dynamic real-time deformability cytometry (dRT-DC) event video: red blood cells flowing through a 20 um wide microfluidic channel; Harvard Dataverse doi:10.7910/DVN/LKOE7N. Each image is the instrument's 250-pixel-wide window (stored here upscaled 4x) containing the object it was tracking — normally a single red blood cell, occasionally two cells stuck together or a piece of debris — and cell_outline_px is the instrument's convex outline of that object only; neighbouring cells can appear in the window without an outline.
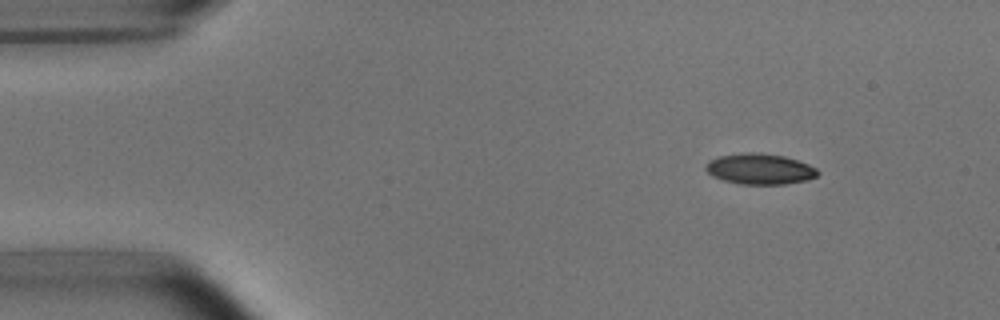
{"species": "common noctule bat (a hibernating species)", "species_latin": "Nyctalus noctula", "temperature_condition": "room temperature", "stored_images_in_passage": 6, "camera_frame_rate_fps": 3000, "um_per_image_px": 0.085, "animal": {"sex": "male", "body_mass_g": 15.6}, "frame": {"image": 1, "passage_image": 1, "time_ms": 0.0, "image_size_px": [1000, 320], "cell_outline_px": [[820, 172], [816, 176], [804, 180], [784, 184], [740, 184], [724, 180], [712, 176], [704, 168], [708, 160], [716, 156], [744, 152], [760, 152], [784, 156], [808, 164], [816, 168]], "centroid_in_image_um": [64.53, 14.34], "position_along_channel_um": 20.5, "area_um2": 20.11}}
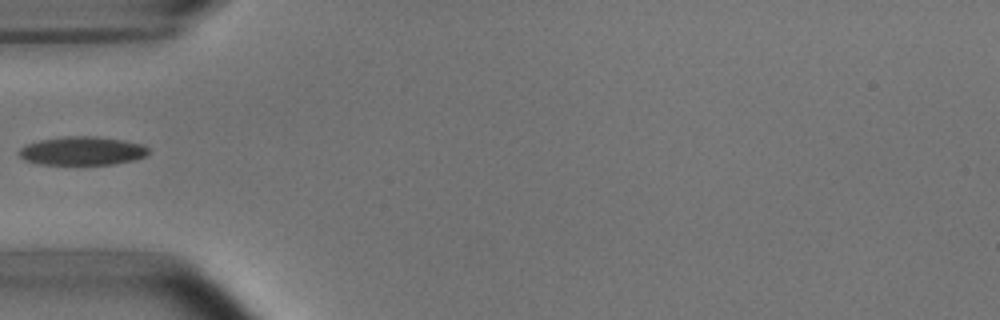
{"frame": {"image": 2, "passage_image": 4, "time_ms": 3.667, "image_size_px": [1000, 320], "cell_outline_px": [[148, 152], [144, 156], [132, 160], [112, 164], [40, 164], [24, 160], [16, 152], [20, 148], [28, 144], [40, 140], [68, 136], [96, 136], [124, 140], [140, 144], [148, 148]], "centroid_in_image_um": [6.95, 12.82], "position_along_channel_um": 78.1, "area_um2": 21.33}}
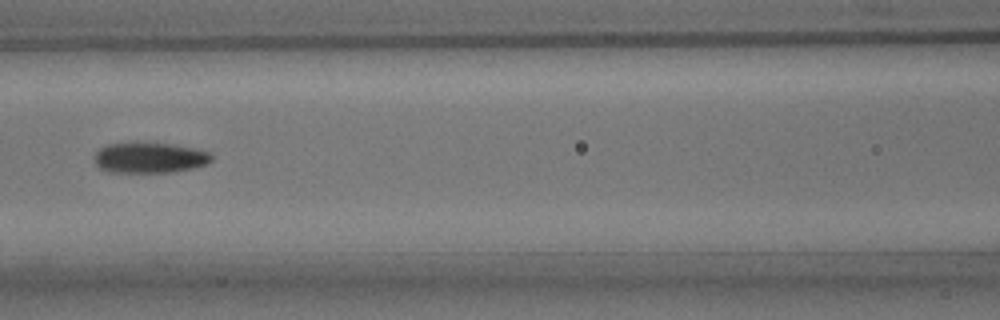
{"frame": {"image": 3, "passage_image": 6, "time_ms": 5.667, "image_size_px": [1000, 320], "cell_outline_px": [[212, 160], [204, 164], [192, 168], [172, 172], [108, 172], [100, 168], [96, 164], [96, 152], [100, 148], [108, 144], [168, 144], [192, 148], [208, 152], [212, 156]], "centroid_in_image_um": [12.7, 13.43], "position_along_channel_um": 153.9, "area_um2": 20.17}}